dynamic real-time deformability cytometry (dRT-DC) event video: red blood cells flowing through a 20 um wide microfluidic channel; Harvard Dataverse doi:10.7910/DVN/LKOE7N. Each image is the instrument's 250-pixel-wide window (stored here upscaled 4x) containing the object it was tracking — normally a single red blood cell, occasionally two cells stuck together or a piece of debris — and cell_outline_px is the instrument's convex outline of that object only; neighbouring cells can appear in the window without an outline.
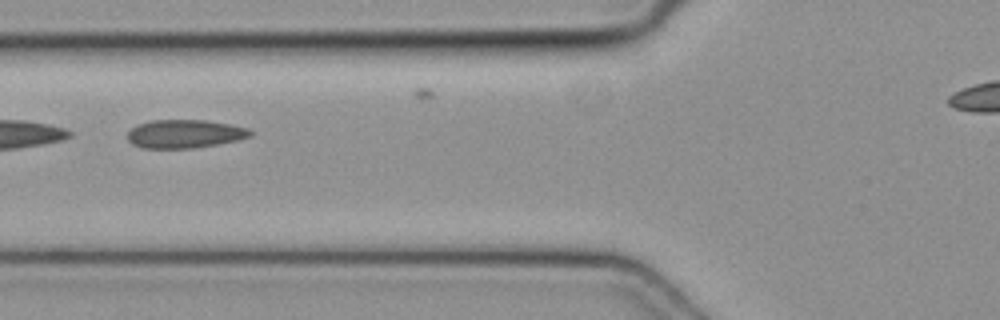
{"species": "common noctule bat (a hibernating species)", "species_latin": "Nyctalus noctula", "temperature_condition": "cold", "stored_images_in_passage": 12, "camera_frame_rate_fps": 3000, "um_per_image_px": 0.085, "animal": {"sex": "female", "body_mass_g": 19.3, "forearm_length_mm": 54.1}, "frame": {"image": 1, "passage_image": 2, "time_ms": 0.333, "image_size_px": [1000, 320], "cell_outline_px": [[252, 136], [240, 140], [192, 148], [144, 148], [132, 144], [128, 140], [128, 132], [136, 124], [152, 120], [204, 120], [228, 124], [248, 128], [252, 132]], "centroid_in_image_um": [15.7, 11.37], "position_along_channel_um": 110.1, "area_um2": 20.29}}
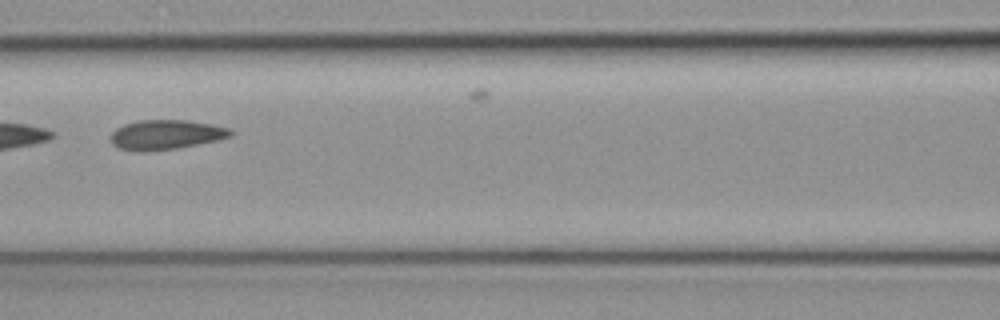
{"frame": {"image": 2, "passage_image": 5, "time_ms": 1.333, "image_size_px": [1000, 320], "cell_outline_px": [[232, 136], [216, 140], [176, 148], [144, 152], [140, 152], [120, 148], [112, 144], [108, 136], [116, 128], [124, 124], [136, 120], [188, 120], [212, 124], [228, 128], [232, 132]], "centroid_in_image_um": [14.04, 11.44], "position_along_channel_um": 152.6, "area_um2": 20.75}}
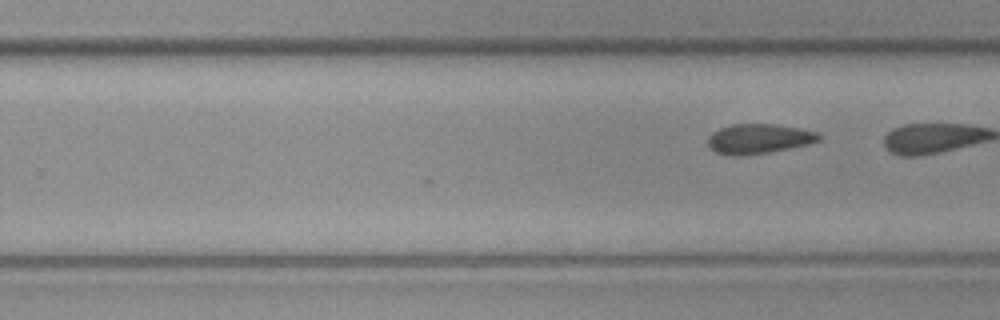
{"frame": {"image": 3, "passage_image": 12, "time_ms": 3.667, "image_size_px": [1000, 320], "cell_outline_px": [[820, 140], [808, 144], [768, 152], [740, 156], [732, 156], [716, 152], [708, 148], [708, 136], [712, 132], [728, 124], [776, 124], [800, 128], [820, 132]], "centroid_in_image_um": [64.47, 11.79], "position_along_channel_um": 265.3, "area_um2": 19.42}}